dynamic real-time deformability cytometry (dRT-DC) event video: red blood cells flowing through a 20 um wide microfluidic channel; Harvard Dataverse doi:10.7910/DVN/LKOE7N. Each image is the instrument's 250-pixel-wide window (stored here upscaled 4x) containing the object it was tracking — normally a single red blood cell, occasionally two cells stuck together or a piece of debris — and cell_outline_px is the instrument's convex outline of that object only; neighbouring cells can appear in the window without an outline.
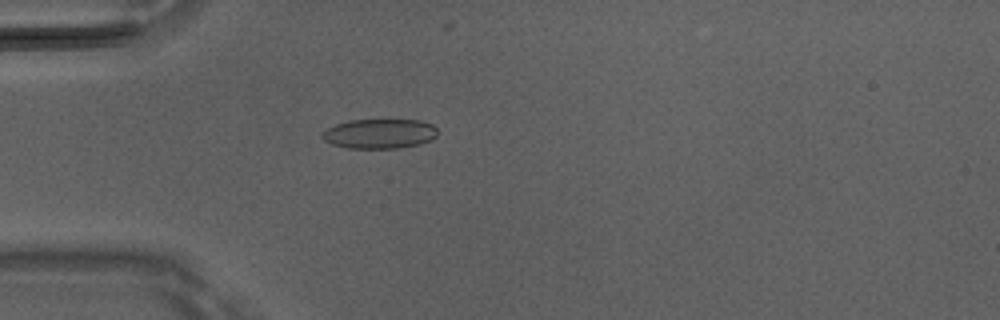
{"species": "Egyptian fruit bat (a non-hibernating species)", "species_latin": "Rousettus aegyptiacus", "temperature_condition": "room temperature", "stored_images_in_passage": 50, "camera_frame_rate_fps": 3000, "um_per_image_px": 0.085, "animal": {"sex": "male"}, "frame": {"image": 1, "passage_image": 14, "time_ms": 4.333, "image_size_px": [1000, 320], "cell_outline_px": [[436, 136], [432, 140], [420, 144], [400, 148], [348, 148], [332, 144], [324, 140], [320, 136], [320, 132], [336, 124], [348, 120], [420, 120], [432, 124], [436, 128]], "centroid_in_image_um": [32.24, 11.36], "position_along_channel_um": 52.8, "area_um2": 20.06}}
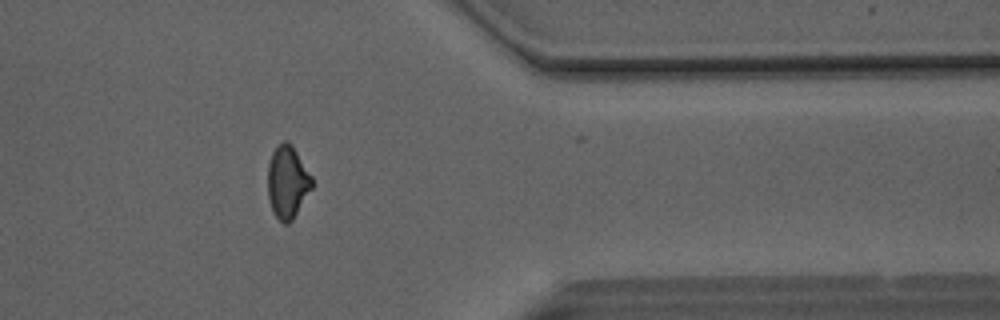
{"frame": {"image": 2, "passage_image": 40, "time_ms": 13.0, "image_size_px": [1000, 320], "cell_outline_px": [[316, 184], [292, 220], [288, 224], [284, 224], [272, 212], [268, 196], [268, 164], [272, 152], [276, 144], [284, 140], [288, 140], [292, 144], [312, 176]], "centroid_in_image_um": [24.46, 15.45], "position_along_channel_um": 386.9, "area_um2": 19.19}}
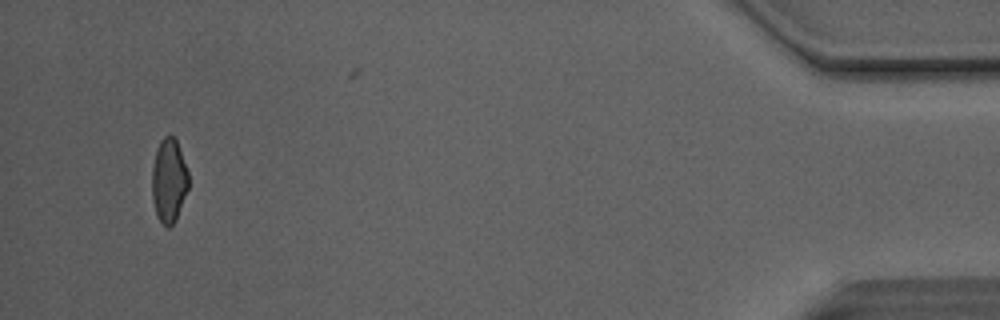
{"frame": {"image": 3, "passage_image": 47, "time_ms": 15.333, "image_size_px": [1000, 320], "cell_outline_px": [[188, 188], [176, 220], [168, 228], [156, 216], [152, 200], [152, 168], [156, 148], [160, 140], [164, 136], [172, 136], [176, 140], [188, 172]], "centroid_in_image_um": [14.34, 15.35], "position_along_channel_um": 420.9, "area_um2": 17.8}, "authors_computed_cell_mechanics": {"area_um2": 19.074, "velocity_mm_per_s": 4.1489, "shape_relaxation_time_tau1_ms": null, "shape_relaxation_time_tau2_ms": 1.0512, "deformation_change_tau1": null, "deformation_change_tau2": 0.0609}}